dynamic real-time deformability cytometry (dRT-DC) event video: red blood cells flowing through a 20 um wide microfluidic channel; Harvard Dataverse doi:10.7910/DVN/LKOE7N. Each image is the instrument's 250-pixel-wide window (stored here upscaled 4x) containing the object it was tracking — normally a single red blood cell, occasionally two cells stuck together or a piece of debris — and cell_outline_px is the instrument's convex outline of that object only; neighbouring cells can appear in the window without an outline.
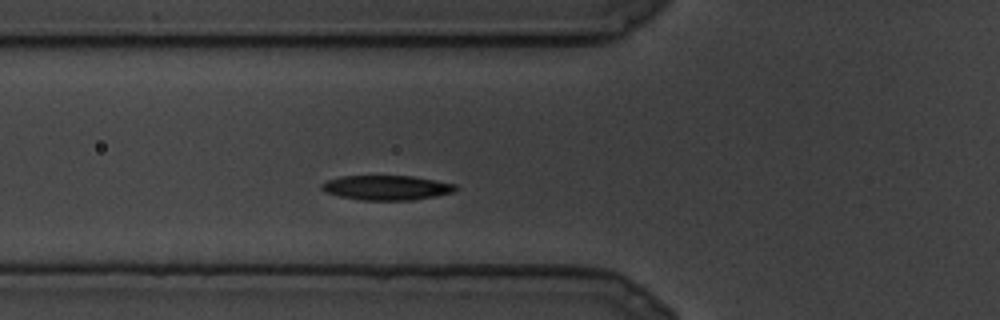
{"species": "common noctule bat (a hibernating species)", "species_latin": "Nyctalus noctula", "temperature_condition": "cold", "stored_images_in_passage": 6, "camera_frame_rate_fps": 3000, "um_per_image_px": 0.085, "animal": {"sex": "male", "body_mass_g": 19.5, "forearm_length_mm": 54.6}, "frame": {"image": 1, "passage_image": 4, "time_ms": 1.0, "image_size_px": [1000, 320], "cell_outline_px": [[460, 188], [452, 192], [412, 200], [360, 200], [340, 196], [328, 192], [320, 188], [320, 184], [328, 180], [340, 176], [412, 176], [456, 184]], "centroid_in_image_um": [32.86, 15.95], "position_along_channel_um": 92.9, "area_um2": 19.07}}
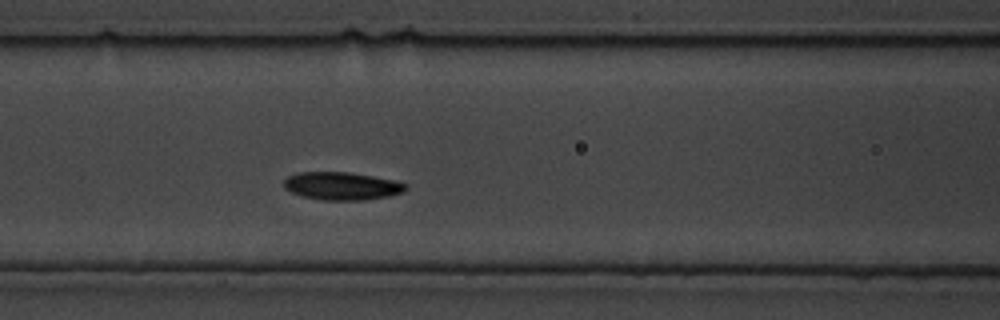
{"frame": {"image": 2, "passage_image": 6, "time_ms": 1.667, "image_size_px": [1000, 320], "cell_outline_px": [[408, 188], [404, 192], [388, 196], [364, 200], [324, 200], [304, 196], [292, 192], [284, 188], [284, 180], [288, 176], [296, 172], [348, 172], [396, 180], [408, 184]], "centroid_in_image_um": [29.09, 15.8], "position_along_channel_um": 137.5, "area_um2": 19.83}}